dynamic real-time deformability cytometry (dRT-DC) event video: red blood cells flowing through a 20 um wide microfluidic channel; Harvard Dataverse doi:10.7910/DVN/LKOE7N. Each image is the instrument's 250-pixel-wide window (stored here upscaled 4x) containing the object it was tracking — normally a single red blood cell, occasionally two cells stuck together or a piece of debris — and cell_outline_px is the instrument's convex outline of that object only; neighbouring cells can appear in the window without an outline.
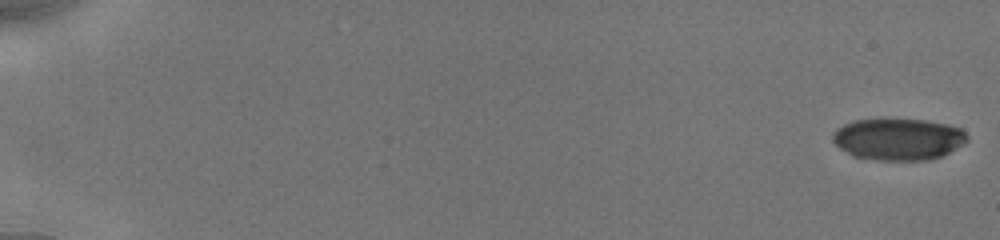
{"species": "human", "species_latin": "Homo sapiens", "temperature_condition": "cold", "stored_images_in_passage": 76, "camera_frame_rate_fps": 3000, "um_per_image_px": 0.085, "donor": {"sex": "male"}, "frame": {"image": 1, "passage_image": 1, "time_ms": 0.0, "image_size_px": [1000, 240], "cell_outline_px": [[968, 140], [964, 144], [940, 156], [928, 160], [876, 160], [852, 156], [840, 148], [832, 140], [832, 132], [836, 128], [852, 120], [928, 120], [948, 124], [960, 128], [968, 136]], "centroid_in_image_um": [76.34, 11.83], "position_along_channel_um": 8.7, "area_um2": 32.66}}
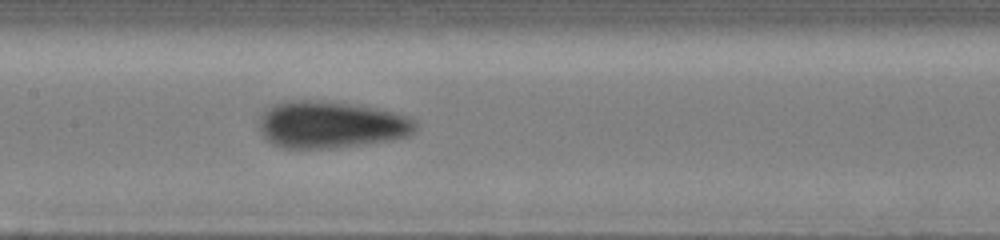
{"frame": {"image": 2, "passage_image": 44, "time_ms": 9.333, "image_size_px": [1000, 240], "cell_outline_px": [[420, 124], [416, 132], [408, 136], [388, 140], [332, 148], [284, 148], [272, 144], [260, 132], [260, 116], [272, 104], [284, 100], [312, 100], [348, 104], [380, 108], [396, 112], [408, 116], [416, 120]], "centroid_in_image_um": [28.16, 10.59], "position_along_channel_um": 179.2, "area_um2": 43.0}}
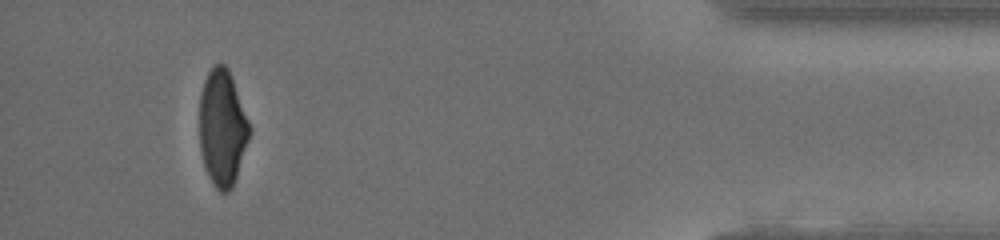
{"frame": {"image": 3, "passage_image": 75, "time_ms": 16.667, "image_size_px": [1000, 240], "cell_outline_px": [[252, 128], [232, 188], [228, 192], [220, 192], [216, 188], [208, 176], [204, 168], [200, 152], [200, 96], [204, 80], [208, 72], [216, 64], [224, 64], [228, 68]], "centroid_in_image_um": [18.89, 10.88], "position_along_channel_um": 416.3, "area_um2": 33.76}, "authors_computed_cell_mechanics": {"area_um2": 37.2521, "velocity_mm_per_s": 3.9285, "shape_relaxation_time_tau1_ms": 4.5909, "shape_relaxation_time_tau2_ms": 1.284, "deformation_change_tau1": 0.1161, "deformation_change_tau2": 0.0668}}